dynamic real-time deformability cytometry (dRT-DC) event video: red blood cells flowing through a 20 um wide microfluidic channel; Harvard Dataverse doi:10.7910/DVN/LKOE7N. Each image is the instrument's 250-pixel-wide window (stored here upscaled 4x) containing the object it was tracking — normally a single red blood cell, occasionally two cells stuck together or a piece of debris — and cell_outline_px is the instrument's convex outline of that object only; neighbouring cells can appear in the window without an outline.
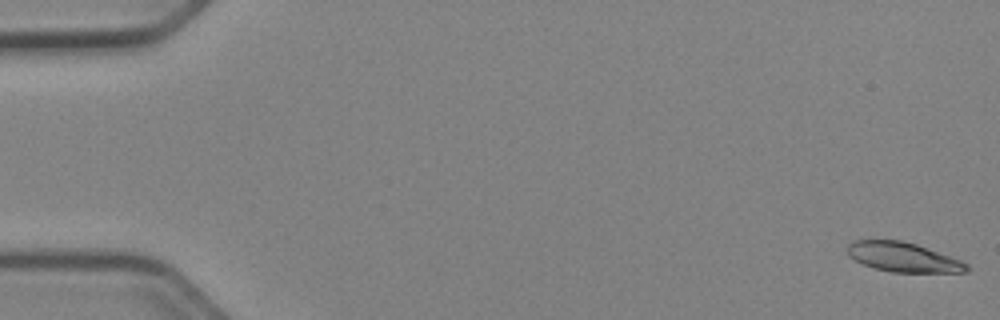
{"species": "Egyptian fruit bat (a non-hibernating species)", "species_latin": "Rousettus aegyptiacus", "temperature_condition": "cold", "stored_images_in_passage": 52, "camera_frame_rate_fps": 3000, "um_per_image_px": 0.085, "animal": {"sex": "female"}, "frame": {"image": 1, "passage_image": 1, "time_ms": 0.0, "image_size_px": [1000, 320], "cell_outline_px": [[968, 272], [892, 272], [876, 268], [864, 264], [848, 256], [848, 244], [856, 240], [900, 240], [916, 244], [960, 260], [968, 264]], "centroid_in_image_um": [76.76, 21.85], "position_along_channel_um": 8.2, "area_um2": 20.17}}
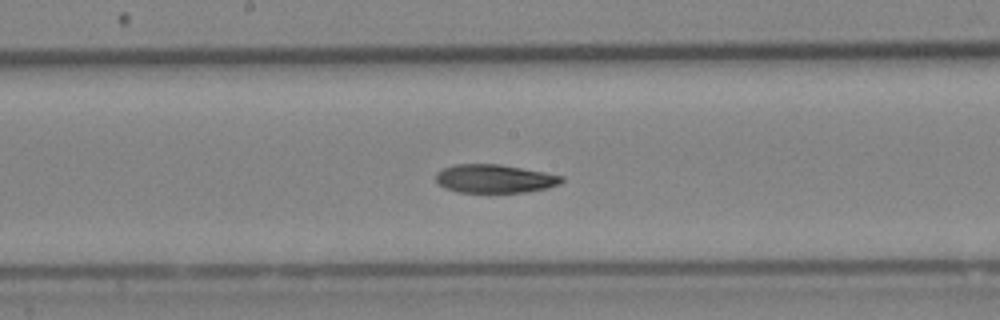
{"frame": {"image": 2, "passage_image": 28, "time_ms": 9.0, "image_size_px": [1000, 320], "cell_outline_px": [[564, 180], [560, 184], [548, 188], [524, 192], [460, 192], [444, 188], [436, 180], [436, 172], [444, 168], [456, 164], [500, 164], [544, 172], [564, 176]], "centroid_in_image_um": [42.06, 15.18], "position_along_channel_um": 206.1, "area_um2": 20.81}}
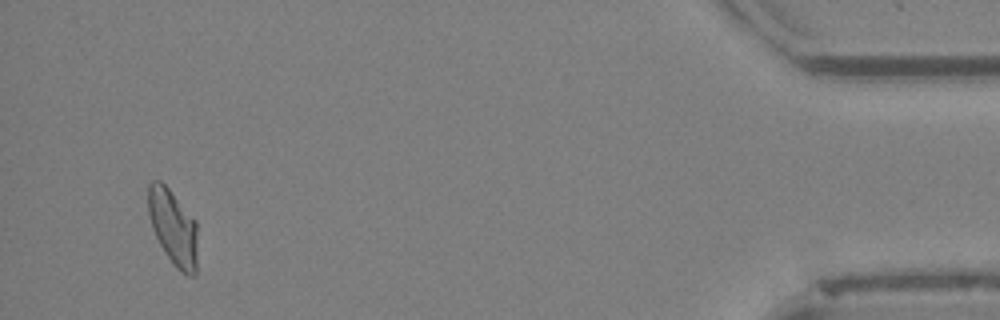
{"frame": {"image": 3, "passage_image": 50, "time_ms": 16.333, "image_size_px": [1000, 320], "cell_outline_px": [[196, 272], [192, 276], [188, 276], [180, 272], [172, 264], [160, 244], [152, 228], [148, 212], [148, 184], [152, 180], [160, 180], [168, 188], [196, 220]], "centroid_in_image_um": [14.7, 19.32], "position_along_channel_um": 420.5, "area_um2": 21.68}, "authors_computed_cell_mechanics": {"area_um2": 21.5016, "velocity_mm_per_s": 3.9385, "shape_relaxation_time_tau1_ms": null, "shape_relaxation_time_tau2_ms": 8.257, "deformation_change_tau1": null, "deformation_change_tau2": 0.1419}}